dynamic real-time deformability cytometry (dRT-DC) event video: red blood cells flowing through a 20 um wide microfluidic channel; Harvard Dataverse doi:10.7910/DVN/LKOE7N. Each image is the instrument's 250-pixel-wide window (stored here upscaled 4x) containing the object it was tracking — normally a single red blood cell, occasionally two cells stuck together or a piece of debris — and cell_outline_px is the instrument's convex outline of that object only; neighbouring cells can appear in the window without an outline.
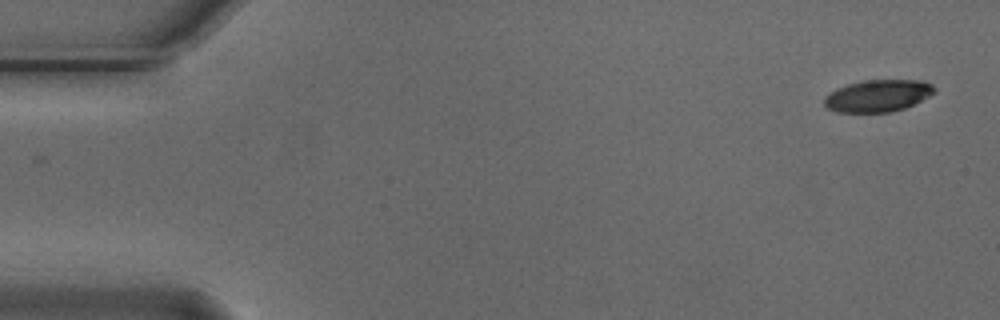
{"species": "Egyptian fruit bat (a non-hibernating species)", "species_latin": "Rousettus aegyptiacus", "temperature_condition": "cold", "stored_images_in_passage": 54, "camera_frame_rate_fps": 3000, "um_per_image_px": 0.085, "animal": {"sex": "male"}, "frame": {"image": 1, "passage_image": 1, "time_ms": 0.0, "image_size_px": [1000, 320], "cell_outline_px": [[936, 92], [904, 108], [888, 112], [836, 112], [828, 108], [824, 104], [824, 96], [828, 92], [836, 88], [848, 84], [864, 80], [924, 80], [932, 84], [936, 88]], "centroid_in_image_um": [74.6, 8.12], "position_along_channel_um": 10.4, "area_um2": 20.58}}
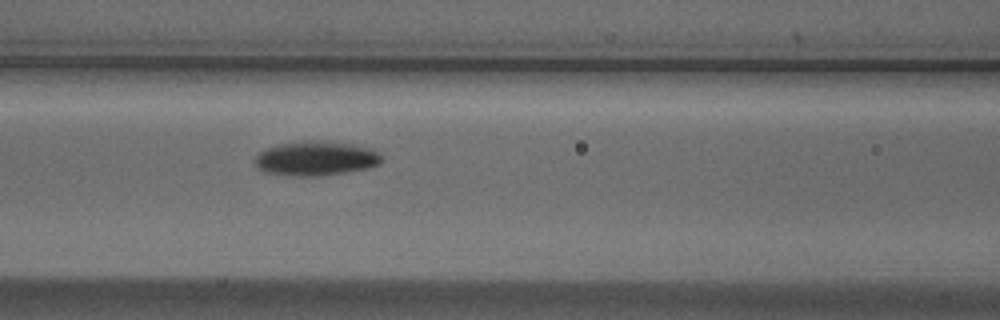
{"frame": {"image": 2, "passage_image": 22, "time_ms": 7.0, "image_size_px": [1000, 320], "cell_outline_px": [[380, 164], [368, 168], [344, 172], [316, 176], [292, 176], [264, 172], [256, 168], [256, 156], [260, 152], [276, 144], [320, 140], [352, 144], [372, 148], [380, 152]], "centroid_in_image_um": [26.85, 13.46], "position_along_channel_um": 139.7, "area_um2": 25.32}}
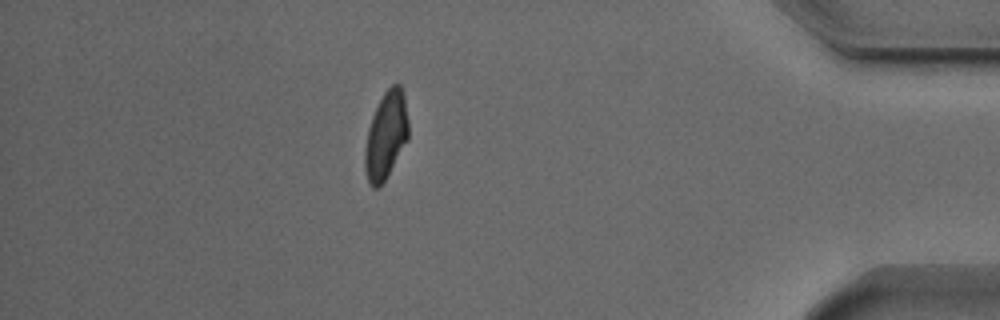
{"frame": {"image": 3, "passage_image": 47, "time_ms": 15.333, "image_size_px": [1000, 320], "cell_outline_px": [[408, 140], [384, 180], [376, 188], [372, 188], [368, 184], [364, 168], [364, 148], [368, 128], [372, 116], [384, 92], [392, 84], [400, 84], [404, 96], [408, 120]], "centroid_in_image_um": [32.79, 11.52], "position_along_channel_um": 402.4, "area_um2": 22.08}, "authors_computed_cell_mechanics": {"area_um2": 22.4553, "velocity_mm_per_s": 3.6982, "shape_relaxation_time_tau1_ms": 2.3303, "shape_relaxation_time_tau2_ms": 7.9537, "deformation_change_tau1": 0.1294, "deformation_change_tau2": 0.1212}}